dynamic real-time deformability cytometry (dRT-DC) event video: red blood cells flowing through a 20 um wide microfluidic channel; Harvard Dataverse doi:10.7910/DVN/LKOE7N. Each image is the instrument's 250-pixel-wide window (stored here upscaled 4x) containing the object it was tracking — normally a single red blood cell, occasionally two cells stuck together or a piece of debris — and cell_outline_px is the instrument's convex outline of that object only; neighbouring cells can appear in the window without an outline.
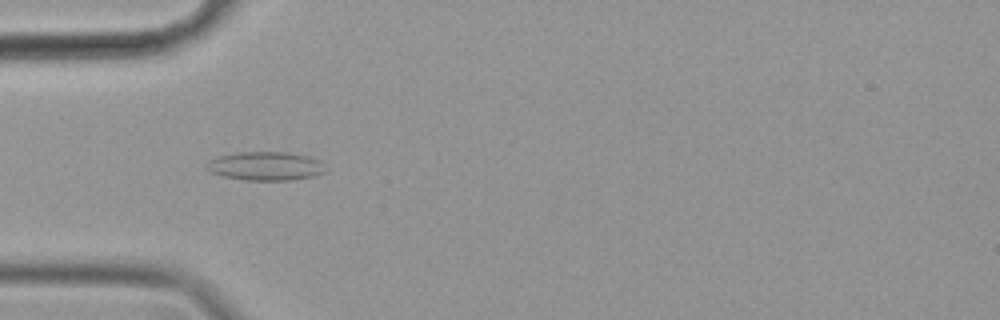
{"species": "common noctule bat (a hibernating species)", "species_latin": "Nyctalus noctula", "temperature_condition": "cold", "stored_images_in_passage": 51, "camera_frame_rate_fps": 3000, "um_per_image_px": 0.085, "animal": {"sex": "female", "body_mass_g": 19.9}, "frame": {"image": 1, "passage_image": 11, "time_ms": 3.333, "image_size_px": [1000, 320], "cell_outline_px": [[328, 172], [312, 176], [288, 180], [244, 180], [224, 176], [212, 172], [208, 168], [208, 160], [220, 156], [240, 152], [284, 152], [308, 156], [320, 160], [324, 164]], "centroid_in_image_um": [22.64, 14.11], "position_along_channel_um": 62.4, "area_um2": 19.71}}
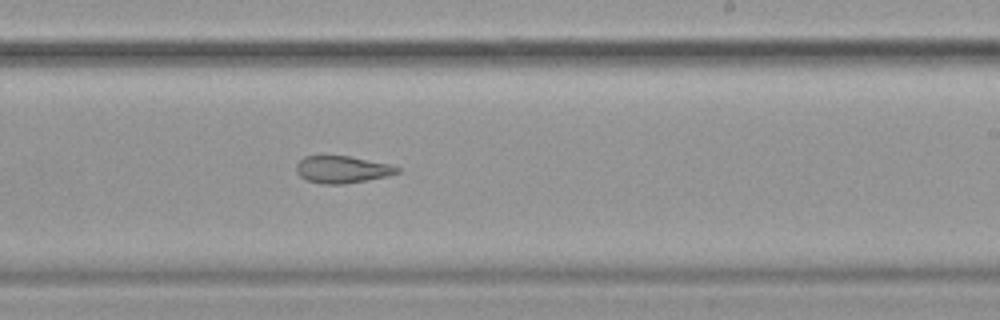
{"frame": {"image": 2, "passage_image": 28, "time_ms": 9.0, "image_size_px": [1000, 320], "cell_outline_px": [[400, 172], [388, 176], [344, 184], [320, 184], [308, 180], [300, 176], [296, 172], [296, 164], [304, 156], [348, 156], [388, 164], [400, 168]], "centroid_in_image_um": [29.07, 14.41], "position_along_channel_um": 259.9, "area_um2": 15.84}}
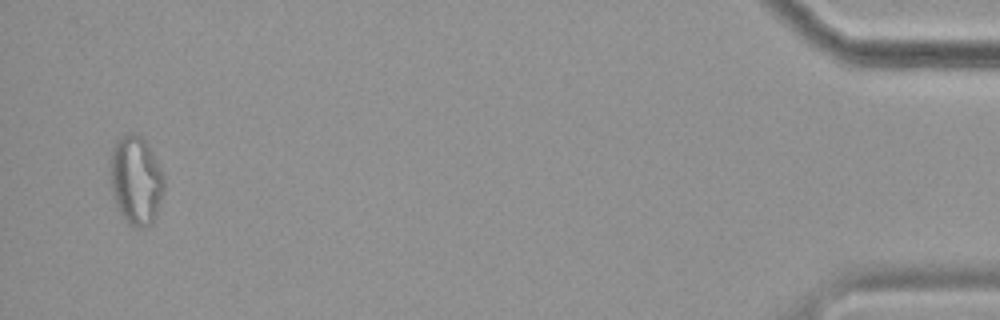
{"frame": {"image": 3, "passage_image": 49, "time_ms": 16.0, "image_size_px": [1000, 320], "cell_outline_px": [[164, 188], [156, 216], [152, 224], [144, 228], [136, 228], [128, 224], [120, 212], [116, 204], [112, 192], [112, 148], [116, 140], [128, 132], [140, 136], [148, 144], [164, 176]], "centroid_in_image_um": [11.58, 15.35], "position_along_channel_um": 423.6, "area_um2": 27.51}, "authors_computed_cell_mechanics": {"area_um2": 19.2474, "velocity_mm_per_s": 3.511, "shape_relaxation_time_tau1_ms": null, "shape_relaxation_time_tau2_ms": 4.0956, "deformation_change_tau1": null, "deformation_change_tau2": 0.119}}